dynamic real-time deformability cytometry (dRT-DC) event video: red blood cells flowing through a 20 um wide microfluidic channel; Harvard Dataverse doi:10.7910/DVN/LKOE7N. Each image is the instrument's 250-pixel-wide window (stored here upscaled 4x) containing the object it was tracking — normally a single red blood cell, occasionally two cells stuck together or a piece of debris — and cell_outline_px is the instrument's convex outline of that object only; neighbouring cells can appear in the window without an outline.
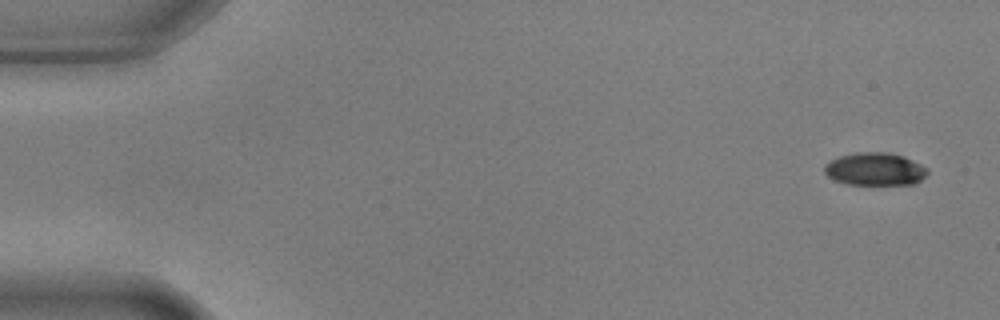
{"species": "common noctule bat (a hibernating species)", "species_latin": "Nyctalus noctula", "temperature_condition": "warm", "stored_images_in_passage": 4, "camera_frame_rate_fps": 3000, "um_per_image_px": 0.085, "animal": {"sex": "male", "body_mass_g": 17.9, "forearm_length_mm": 54.2}, "frame": {"image": 1, "passage_image": 1, "time_ms": 0.0, "image_size_px": [1000, 320], "cell_outline_px": [[928, 172], [916, 184], [844, 184], [832, 180], [824, 172], [824, 164], [840, 156], [856, 152], [888, 152], [904, 156], [928, 168]], "centroid_in_image_um": [74.35, 14.37], "position_along_channel_um": 10.6, "area_um2": 19.77}}
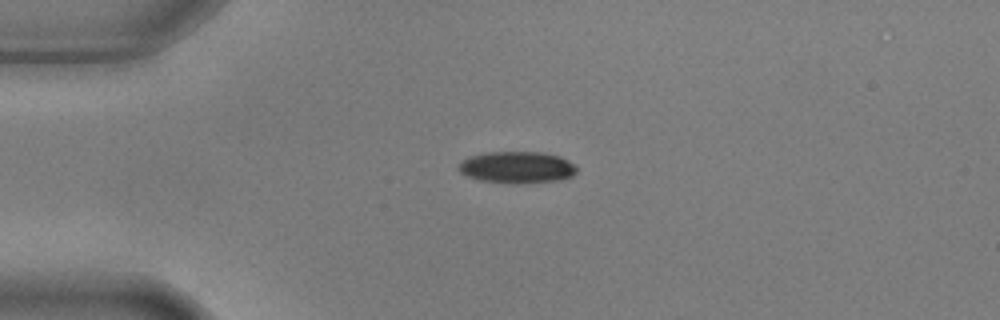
{"frame": {"image": 2, "passage_image": 3, "time_ms": 0.667, "image_size_px": [1000, 320], "cell_outline_px": [[576, 172], [572, 176], [560, 180], [520, 184], [480, 180], [468, 176], [460, 172], [456, 168], [456, 164], [472, 156], [488, 152], [540, 152], [560, 156], [576, 164]], "centroid_in_image_um": [43.96, 14.22], "position_along_channel_um": 41.0, "area_um2": 21.91}}